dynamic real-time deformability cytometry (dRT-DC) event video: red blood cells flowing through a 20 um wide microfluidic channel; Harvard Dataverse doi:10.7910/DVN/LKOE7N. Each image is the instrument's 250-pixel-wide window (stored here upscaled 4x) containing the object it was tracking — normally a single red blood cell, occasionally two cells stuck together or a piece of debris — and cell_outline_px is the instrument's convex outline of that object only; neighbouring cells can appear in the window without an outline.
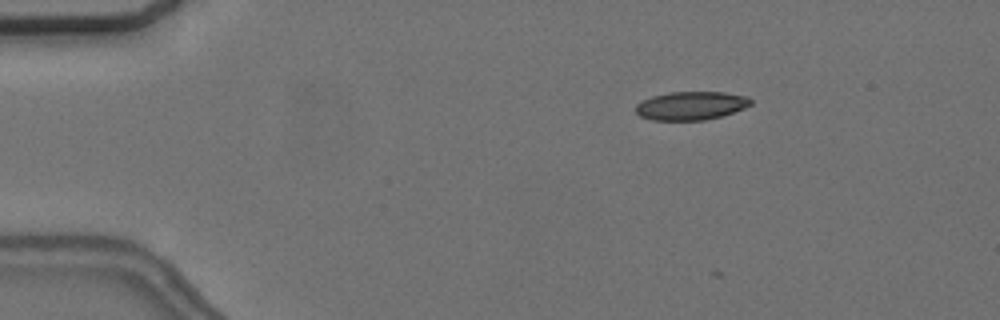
{"species": "common noctule bat (a hibernating species)", "species_latin": "Nyctalus noctula", "temperature_condition": "cold", "stored_images_in_passage": 5, "camera_frame_rate_fps": 3000, "um_per_image_px": 0.085, "animal": {"sex": "female", "body_mass_g": 24.6, "forearm_length_mm": 56.2}, "frame": {"image": 1, "passage_image": 2, "time_ms": 1.667, "image_size_px": [1000, 320], "cell_outline_px": [[752, 104], [744, 108], [720, 116], [704, 120], [652, 120], [640, 116], [636, 112], [636, 104], [652, 96], [668, 92], [724, 92], [748, 96], [752, 100]], "centroid_in_image_um": [58.74, 8.97], "position_along_channel_um": 26.3, "area_um2": 19.02}}
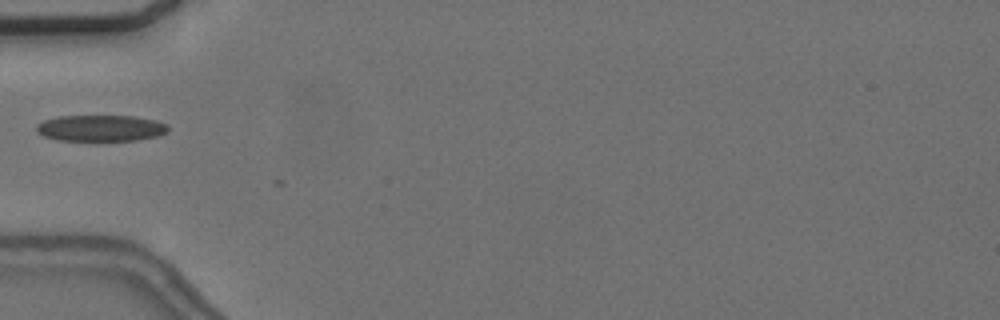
{"frame": {"image": 2, "passage_image": 5, "time_ms": 5.0, "image_size_px": [1000, 320], "cell_outline_px": [[168, 132], [156, 136], [136, 140], [56, 140], [44, 136], [36, 132], [36, 124], [44, 120], [60, 116], [136, 116], [156, 120], [168, 124]], "centroid_in_image_um": [8.56, 10.88], "position_along_channel_um": 76.4, "area_um2": 20.17}}